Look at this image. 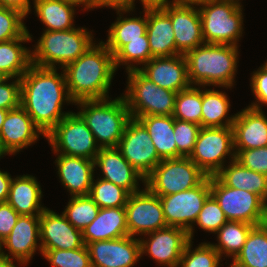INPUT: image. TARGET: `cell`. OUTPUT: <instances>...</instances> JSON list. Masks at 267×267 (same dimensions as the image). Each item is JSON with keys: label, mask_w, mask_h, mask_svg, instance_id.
Listing matches in <instances>:
<instances>
[{"label": "cell", "mask_w": 267, "mask_h": 267, "mask_svg": "<svg viewBox=\"0 0 267 267\" xmlns=\"http://www.w3.org/2000/svg\"><path fill=\"white\" fill-rule=\"evenodd\" d=\"M20 81V105L46 136L71 113L62 112L63 103H74L68 93L64 72L59 74L57 68H43L31 64Z\"/></svg>", "instance_id": "cell-1"}, {"label": "cell", "mask_w": 267, "mask_h": 267, "mask_svg": "<svg viewBox=\"0 0 267 267\" xmlns=\"http://www.w3.org/2000/svg\"><path fill=\"white\" fill-rule=\"evenodd\" d=\"M62 71L68 93L74 103L109 98L108 90L116 72L114 55L100 41Z\"/></svg>", "instance_id": "cell-2"}, {"label": "cell", "mask_w": 267, "mask_h": 267, "mask_svg": "<svg viewBox=\"0 0 267 267\" xmlns=\"http://www.w3.org/2000/svg\"><path fill=\"white\" fill-rule=\"evenodd\" d=\"M238 47L204 43L185 54L191 86L231 88L237 72Z\"/></svg>", "instance_id": "cell-3"}, {"label": "cell", "mask_w": 267, "mask_h": 267, "mask_svg": "<svg viewBox=\"0 0 267 267\" xmlns=\"http://www.w3.org/2000/svg\"><path fill=\"white\" fill-rule=\"evenodd\" d=\"M74 104L81 108L77 113L86 122L100 148L118 146L125 127L131 119L122 95L112 101L105 98L81 100Z\"/></svg>", "instance_id": "cell-4"}, {"label": "cell", "mask_w": 267, "mask_h": 267, "mask_svg": "<svg viewBox=\"0 0 267 267\" xmlns=\"http://www.w3.org/2000/svg\"><path fill=\"white\" fill-rule=\"evenodd\" d=\"M87 31L84 27L44 31L31 52V64L43 68H56L59 64L63 69L95 44L91 31Z\"/></svg>", "instance_id": "cell-5"}, {"label": "cell", "mask_w": 267, "mask_h": 267, "mask_svg": "<svg viewBox=\"0 0 267 267\" xmlns=\"http://www.w3.org/2000/svg\"><path fill=\"white\" fill-rule=\"evenodd\" d=\"M125 99L131 118L141 116H172L177 92L159 87L138 69L128 71Z\"/></svg>", "instance_id": "cell-6"}, {"label": "cell", "mask_w": 267, "mask_h": 267, "mask_svg": "<svg viewBox=\"0 0 267 267\" xmlns=\"http://www.w3.org/2000/svg\"><path fill=\"white\" fill-rule=\"evenodd\" d=\"M242 7L230 0H217L198 7L204 42L238 47L243 34Z\"/></svg>", "instance_id": "cell-7"}, {"label": "cell", "mask_w": 267, "mask_h": 267, "mask_svg": "<svg viewBox=\"0 0 267 267\" xmlns=\"http://www.w3.org/2000/svg\"><path fill=\"white\" fill-rule=\"evenodd\" d=\"M206 177L189 157L162 159L145 178L144 186L160 197L194 188Z\"/></svg>", "instance_id": "cell-8"}, {"label": "cell", "mask_w": 267, "mask_h": 267, "mask_svg": "<svg viewBox=\"0 0 267 267\" xmlns=\"http://www.w3.org/2000/svg\"><path fill=\"white\" fill-rule=\"evenodd\" d=\"M58 154L94 160L100 147L78 113L67 114L45 137Z\"/></svg>", "instance_id": "cell-9"}, {"label": "cell", "mask_w": 267, "mask_h": 267, "mask_svg": "<svg viewBox=\"0 0 267 267\" xmlns=\"http://www.w3.org/2000/svg\"><path fill=\"white\" fill-rule=\"evenodd\" d=\"M210 190L228 221L254 226L264 223L267 204L257 194L228 187L216 176H210Z\"/></svg>", "instance_id": "cell-10"}, {"label": "cell", "mask_w": 267, "mask_h": 267, "mask_svg": "<svg viewBox=\"0 0 267 267\" xmlns=\"http://www.w3.org/2000/svg\"><path fill=\"white\" fill-rule=\"evenodd\" d=\"M229 155V160H235L232 126L201 127L189 158L210 177L225 166L224 159Z\"/></svg>", "instance_id": "cell-11"}, {"label": "cell", "mask_w": 267, "mask_h": 267, "mask_svg": "<svg viewBox=\"0 0 267 267\" xmlns=\"http://www.w3.org/2000/svg\"><path fill=\"white\" fill-rule=\"evenodd\" d=\"M211 195L210 177L207 176L198 186L175 194L160 196L167 226L186 230L193 239L195 223L204 202Z\"/></svg>", "instance_id": "cell-12"}, {"label": "cell", "mask_w": 267, "mask_h": 267, "mask_svg": "<svg viewBox=\"0 0 267 267\" xmlns=\"http://www.w3.org/2000/svg\"><path fill=\"white\" fill-rule=\"evenodd\" d=\"M117 148L125 160L144 178L162 161L144 125L131 118Z\"/></svg>", "instance_id": "cell-13"}, {"label": "cell", "mask_w": 267, "mask_h": 267, "mask_svg": "<svg viewBox=\"0 0 267 267\" xmlns=\"http://www.w3.org/2000/svg\"><path fill=\"white\" fill-rule=\"evenodd\" d=\"M125 211L128 233L132 237L167 227L160 197L146 186L130 194Z\"/></svg>", "instance_id": "cell-14"}, {"label": "cell", "mask_w": 267, "mask_h": 267, "mask_svg": "<svg viewBox=\"0 0 267 267\" xmlns=\"http://www.w3.org/2000/svg\"><path fill=\"white\" fill-rule=\"evenodd\" d=\"M145 235L149 236L148 240L139 239L141 257L148 253L161 266L178 267L185 246L190 241L186 230L167 226Z\"/></svg>", "instance_id": "cell-15"}, {"label": "cell", "mask_w": 267, "mask_h": 267, "mask_svg": "<svg viewBox=\"0 0 267 267\" xmlns=\"http://www.w3.org/2000/svg\"><path fill=\"white\" fill-rule=\"evenodd\" d=\"M86 246L92 267H133L141 258L139 238L130 235Z\"/></svg>", "instance_id": "cell-16"}, {"label": "cell", "mask_w": 267, "mask_h": 267, "mask_svg": "<svg viewBox=\"0 0 267 267\" xmlns=\"http://www.w3.org/2000/svg\"><path fill=\"white\" fill-rule=\"evenodd\" d=\"M171 19L176 42V55L204 44L200 12L197 7L179 3L161 7Z\"/></svg>", "instance_id": "cell-17"}, {"label": "cell", "mask_w": 267, "mask_h": 267, "mask_svg": "<svg viewBox=\"0 0 267 267\" xmlns=\"http://www.w3.org/2000/svg\"><path fill=\"white\" fill-rule=\"evenodd\" d=\"M39 135L46 137L20 105L7 112L0 131V147L6 155L16 154L35 143Z\"/></svg>", "instance_id": "cell-18"}, {"label": "cell", "mask_w": 267, "mask_h": 267, "mask_svg": "<svg viewBox=\"0 0 267 267\" xmlns=\"http://www.w3.org/2000/svg\"><path fill=\"white\" fill-rule=\"evenodd\" d=\"M41 249L70 250L83 247L82 231L76 229L62 213L46 208L40 215Z\"/></svg>", "instance_id": "cell-19"}, {"label": "cell", "mask_w": 267, "mask_h": 267, "mask_svg": "<svg viewBox=\"0 0 267 267\" xmlns=\"http://www.w3.org/2000/svg\"><path fill=\"white\" fill-rule=\"evenodd\" d=\"M138 70L159 87L170 91L178 93L191 87L184 54L154 57Z\"/></svg>", "instance_id": "cell-20"}, {"label": "cell", "mask_w": 267, "mask_h": 267, "mask_svg": "<svg viewBox=\"0 0 267 267\" xmlns=\"http://www.w3.org/2000/svg\"><path fill=\"white\" fill-rule=\"evenodd\" d=\"M40 240V215H20L11 233L2 241L4 246L12 255L11 259L26 265L41 245Z\"/></svg>", "instance_id": "cell-21"}, {"label": "cell", "mask_w": 267, "mask_h": 267, "mask_svg": "<svg viewBox=\"0 0 267 267\" xmlns=\"http://www.w3.org/2000/svg\"><path fill=\"white\" fill-rule=\"evenodd\" d=\"M94 166L101 169L102 179L126 189L130 194L140 191L139 180L145 183V178L125 160L117 147L100 148Z\"/></svg>", "instance_id": "cell-22"}, {"label": "cell", "mask_w": 267, "mask_h": 267, "mask_svg": "<svg viewBox=\"0 0 267 267\" xmlns=\"http://www.w3.org/2000/svg\"><path fill=\"white\" fill-rule=\"evenodd\" d=\"M234 150L267 146V117L262 109L247 107L238 112L232 125Z\"/></svg>", "instance_id": "cell-23"}, {"label": "cell", "mask_w": 267, "mask_h": 267, "mask_svg": "<svg viewBox=\"0 0 267 267\" xmlns=\"http://www.w3.org/2000/svg\"><path fill=\"white\" fill-rule=\"evenodd\" d=\"M58 175L72 196L89 195L95 166L94 160L59 154L55 160Z\"/></svg>", "instance_id": "cell-24"}, {"label": "cell", "mask_w": 267, "mask_h": 267, "mask_svg": "<svg viewBox=\"0 0 267 267\" xmlns=\"http://www.w3.org/2000/svg\"><path fill=\"white\" fill-rule=\"evenodd\" d=\"M147 37L152 57L176 55V42L170 16L160 8H147Z\"/></svg>", "instance_id": "cell-25"}, {"label": "cell", "mask_w": 267, "mask_h": 267, "mask_svg": "<svg viewBox=\"0 0 267 267\" xmlns=\"http://www.w3.org/2000/svg\"><path fill=\"white\" fill-rule=\"evenodd\" d=\"M82 234L85 245L128 236L125 207L100 208L97 217Z\"/></svg>", "instance_id": "cell-26"}, {"label": "cell", "mask_w": 267, "mask_h": 267, "mask_svg": "<svg viewBox=\"0 0 267 267\" xmlns=\"http://www.w3.org/2000/svg\"><path fill=\"white\" fill-rule=\"evenodd\" d=\"M42 196L41 186L34 176L20 175L11 181L7 203L19 215H41L46 209L40 204Z\"/></svg>", "instance_id": "cell-27"}, {"label": "cell", "mask_w": 267, "mask_h": 267, "mask_svg": "<svg viewBox=\"0 0 267 267\" xmlns=\"http://www.w3.org/2000/svg\"><path fill=\"white\" fill-rule=\"evenodd\" d=\"M229 163L215 176L228 187L257 194L267 204V176L245 168L236 160Z\"/></svg>", "instance_id": "cell-28"}, {"label": "cell", "mask_w": 267, "mask_h": 267, "mask_svg": "<svg viewBox=\"0 0 267 267\" xmlns=\"http://www.w3.org/2000/svg\"><path fill=\"white\" fill-rule=\"evenodd\" d=\"M122 12H129V10H117L119 17L111 24L106 43L102 41L113 55L130 41L143 40V35L147 32V8H144L142 18L141 16L122 18Z\"/></svg>", "instance_id": "cell-29"}, {"label": "cell", "mask_w": 267, "mask_h": 267, "mask_svg": "<svg viewBox=\"0 0 267 267\" xmlns=\"http://www.w3.org/2000/svg\"><path fill=\"white\" fill-rule=\"evenodd\" d=\"M148 131L161 159L176 158V142L174 137V117L164 115H148L137 118Z\"/></svg>", "instance_id": "cell-30"}, {"label": "cell", "mask_w": 267, "mask_h": 267, "mask_svg": "<svg viewBox=\"0 0 267 267\" xmlns=\"http://www.w3.org/2000/svg\"><path fill=\"white\" fill-rule=\"evenodd\" d=\"M30 35L0 42V72L7 78H21L31 65L32 51L21 44L31 41Z\"/></svg>", "instance_id": "cell-31"}, {"label": "cell", "mask_w": 267, "mask_h": 267, "mask_svg": "<svg viewBox=\"0 0 267 267\" xmlns=\"http://www.w3.org/2000/svg\"><path fill=\"white\" fill-rule=\"evenodd\" d=\"M35 13L47 27L44 31L73 29L75 7L65 0H33Z\"/></svg>", "instance_id": "cell-32"}, {"label": "cell", "mask_w": 267, "mask_h": 267, "mask_svg": "<svg viewBox=\"0 0 267 267\" xmlns=\"http://www.w3.org/2000/svg\"><path fill=\"white\" fill-rule=\"evenodd\" d=\"M229 267H267V226H253L246 242Z\"/></svg>", "instance_id": "cell-33"}, {"label": "cell", "mask_w": 267, "mask_h": 267, "mask_svg": "<svg viewBox=\"0 0 267 267\" xmlns=\"http://www.w3.org/2000/svg\"><path fill=\"white\" fill-rule=\"evenodd\" d=\"M230 106V100L226 93L215 89L202 90L201 127L232 126L236 114L225 118Z\"/></svg>", "instance_id": "cell-34"}, {"label": "cell", "mask_w": 267, "mask_h": 267, "mask_svg": "<svg viewBox=\"0 0 267 267\" xmlns=\"http://www.w3.org/2000/svg\"><path fill=\"white\" fill-rule=\"evenodd\" d=\"M250 225L239 221H227L215 233L217 234L218 244H211L220 254H226L234 259L243 248L251 228Z\"/></svg>", "instance_id": "cell-35"}, {"label": "cell", "mask_w": 267, "mask_h": 267, "mask_svg": "<svg viewBox=\"0 0 267 267\" xmlns=\"http://www.w3.org/2000/svg\"><path fill=\"white\" fill-rule=\"evenodd\" d=\"M202 90L194 85L179 91L175 97L174 119L188 121L201 126Z\"/></svg>", "instance_id": "cell-36"}, {"label": "cell", "mask_w": 267, "mask_h": 267, "mask_svg": "<svg viewBox=\"0 0 267 267\" xmlns=\"http://www.w3.org/2000/svg\"><path fill=\"white\" fill-rule=\"evenodd\" d=\"M89 196L99 208H116L125 207L130 193L110 181L93 178Z\"/></svg>", "instance_id": "cell-37"}, {"label": "cell", "mask_w": 267, "mask_h": 267, "mask_svg": "<svg viewBox=\"0 0 267 267\" xmlns=\"http://www.w3.org/2000/svg\"><path fill=\"white\" fill-rule=\"evenodd\" d=\"M99 206L89 195L72 196L62 212L78 230L83 231L98 215Z\"/></svg>", "instance_id": "cell-38"}, {"label": "cell", "mask_w": 267, "mask_h": 267, "mask_svg": "<svg viewBox=\"0 0 267 267\" xmlns=\"http://www.w3.org/2000/svg\"><path fill=\"white\" fill-rule=\"evenodd\" d=\"M152 58L148 37L145 33L143 40L130 41L114 55V65L117 70V67L124 63L127 66L126 72H128L138 69L137 66L133 65V62L143 66Z\"/></svg>", "instance_id": "cell-39"}, {"label": "cell", "mask_w": 267, "mask_h": 267, "mask_svg": "<svg viewBox=\"0 0 267 267\" xmlns=\"http://www.w3.org/2000/svg\"><path fill=\"white\" fill-rule=\"evenodd\" d=\"M191 242L185 246L178 267H219L221 256L211 243H201L191 250Z\"/></svg>", "instance_id": "cell-40"}, {"label": "cell", "mask_w": 267, "mask_h": 267, "mask_svg": "<svg viewBox=\"0 0 267 267\" xmlns=\"http://www.w3.org/2000/svg\"><path fill=\"white\" fill-rule=\"evenodd\" d=\"M41 254L53 267H92L86 245L77 249H41Z\"/></svg>", "instance_id": "cell-41"}, {"label": "cell", "mask_w": 267, "mask_h": 267, "mask_svg": "<svg viewBox=\"0 0 267 267\" xmlns=\"http://www.w3.org/2000/svg\"><path fill=\"white\" fill-rule=\"evenodd\" d=\"M201 126L192 122L174 119L176 158L189 157L194 150Z\"/></svg>", "instance_id": "cell-42"}, {"label": "cell", "mask_w": 267, "mask_h": 267, "mask_svg": "<svg viewBox=\"0 0 267 267\" xmlns=\"http://www.w3.org/2000/svg\"><path fill=\"white\" fill-rule=\"evenodd\" d=\"M25 17L18 10L0 7V42L23 37L28 32L23 23Z\"/></svg>", "instance_id": "cell-43"}, {"label": "cell", "mask_w": 267, "mask_h": 267, "mask_svg": "<svg viewBox=\"0 0 267 267\" xmlns=\"http://www.w3.org/2000/svg\"><path fill=\"white\" fill-rule=\"evenodd\" d=\"M227 221L219 203L210 195L204 202L195 223L204 231L216 233Z\"/></svg>", "instance_id": "cell-44"}, {"label": "cell", "mask_w": 267, "mask_h": 267, "mask_svg": "<svg viewBox=\"0 0 267 267\" xmlns=\"http://www.w3.org/2000/svg\"><path fill=\"white\" fill-rule=\"evenodd\" d=\"M234 151L235 160L242 166L267 176V146L257 149Z\"/></svg>", "instance_id": "cell-45"}, {"label": "cell", "mask_w": 267, "mask_h": 267, "mask_svg": "<svg viewBox=\"0 0 267 267\" xmlns=\"http://www.w3.org/2000/svg\"><path fill=\"white\" fill-rule=\"evenodd\" d=\"M10 79L14 80V78H6L0 83V108L4 110H12L20 106V78H15L9 84L5 83Z\"/></svg>", "instance_id": "cell-46"}, {"label": "cell", "mask_w": 267, "mask_h": 267, "mask_svg": "<svg viewBox=\"0 0 267 267\" xmlns=\"http://www.w3.org/2000/svg\"><path fill=\"white\" fill-rule=\"evenodd\" d=\"M250 82L252 92L257 101H255L256 103H251L249 107L260 110L261 104L267 105V63H264L257 71L253 72Z\"/></svg>", "instance_id": "cell-47"}, {"label": "cell", "mask_w": 267, "mask_h": 267, "mask_svg": "<svg viewBox=\"0 0 267 267\" xmlns=\"http://www.w3.org/2000/svg\"><path fill=\"white\" fill-rule=\"evenodd\" d=\"M20 215L7 202L0 203V240L3 241L13 229Z\"/></svg>", "instance_id": "cell-48"}, {"label": "cell", "mask_w": 267, "mask_h": 267, "mask_svg": "<svg viewBox=\"0 0 267 267\" xmlns=\"http://www.w3.org/2000/svg\"><path fill=\"white\" fill-rule=\"evenodd\" d=\"M135 0H98V7H110L114 10H129L135 8Z\"/></svg>", "instance_id": "cell-49"}, {"label": "cell", "mask_w": 267, "mask_h": 267, "mask_svg": "<svg viewBox=\"0 0 267 267\" xmlns=\"http://www.w3.org/2000/svg\"><path fill=\"white\" fill-rule=\"evenodd\" d=\"M0 5L1 7L18 10L25 16L31 11L30 0H0Z\"/></svg>", "instance_id": "cell-50"}, {"label": "cell", "mask_w": 267, "mask_h": 267, "mask_svg": "<svg viewBox=\"0 0 267 267\" xmlns=\"http://www.w3.org/2000/svg\"><path fill=\"white\" fill-rule=\"evenodd\" d=\"M12 179L9 173L0 170V203L7 202Z\"/></svg>", "instance_id": "cell-51"}, {"label": "cell", "mask_w": 267, "mask_h": 267, "mask_svg": "<svg viewBox=\"0 0 267 267\" xmlns=\"http://www.w3.org/2000/svg\"><path fill=\"white\" fill-rule=\"evenodd\" d=\"M142 2L143 8H160L163 6L171 5L177 3V0H140Z\"/></svg>", "instance_id": "cell-52"}, {"label": "cell", "mask_w": 267, "mask_h": 267, "mask_svg": "<svg viewBox=\"0 0 267 267\" xmlns=\"http://www.w3.org/2000/svg\"><path fill=\"white\" fill-rule=\"evenodd\" d=\"M67 3L72 4L74 6H85L84 9H93L98 7V0H65Z\"/></svg>", "instance_id": "cell-53"}, {"label": "cell", "mask_w": 267, "mask_h": 267, "mask_svg": "<svg viewBox=\"0 0 267 267\" xmlns=\"http://www.w3.org/2000/svg\"><path fill=\"white\" fill-rule=\"evenodd\" d=\"M213 1H217V0H177V3L182 4V5H186V6H193L197 5L198 6H202L208 3H211Z\"/></svg>", "instance_id": "cell-54"}, {"label": "cell", "mask_w": 267, "mask_h": 267, "mask_svg": "<svg viewBox=\"0 0 267 267\" xmlns=\"http://www.w3.org/2000/svg\"><path fill=\"white\" fill-rule=\"evenodd\" d=\"M0 267H16L10 255L2 252L0 253Z\"/></svg>", "instance_id": "cell-55"}, {"label": "cell", "mask_w": 267, "mask_h": 267, "mask_svg": "<svg viewBox=\"0 0 267 267\" xmlns=\"http://www.w3.org/2000/svg\"><path fill=\"white\" fill-rule=\"evenodd\" d=\"M8 110H4L0 108V131L2 128V124L5 121L6 115H7Z\"/></svg>", "instance_id": "cell-56"}, {"label": "cell", "mask_w": 267, "mask_h": 267, "mask_svg": "<svg viewBox=\"0 0 267 267\" xmlns=\"http://www.w3.org/2000/svg\"><path fill=\"white\" fill-rule=\"evenodd\" d=\"M7 77L4 76L1 72H0V83L5 80Z\"/></svg>", "instance_id": "cell-57"}, {"label": "cell", "mask_w": 267, "mask_h": 267, "mask_svg": "<svg viewBox=\"0 0 267 267\" xmlns=\"http://www.w3.org/2000/svg\"><path fill=\"white\" fill-rule=\"evenodd\" d=\"M230 1H232V2H234L235 4L241 6V3L239 2L240 0H230Z\"/></svg>", "instance_id": "cell-58"}, {"label": "cell", "mask_w": 267, "mask_h": 267, "mask_svg": "<svg viewBox=\"0 0 267 267\" xmlns=\"http://www.w3.org/2000/svg\"><path fill=\"white\" fill-rule=\"evenodd\" d=\"M3 155H6V154L4 153V151L0 147V158L3 157Z\"/></svg>", "instance_id": "cell-59"}, {"label": "cell", "mask_w": 267, "mask_h": 267, "mask_svg": "<svg viewBox=\"0 0 267 267\" xmlns=\"http://www.w3.org/2000/svg\"><path fill=\"white\" fill-rule=\"evenodd\" d=\"M264 224L267 226V207H266V214H265V221Z\"/></svg>", "instance_id": "cell-60"}, {"label": "cell", "mask_w": 267, "mask_h": 267, "mask_svg": "<svg viewBox=\"0 0 267 267\" xmlns=\"http://www.w3.org/2000/svg\"><path fill=\"white\" fill-rule=\"evenodd\" d=\"M3 252V249H2V241L0 240V253Z\"/></svg>", "instance_id": "cell-61"}]
</instances>
